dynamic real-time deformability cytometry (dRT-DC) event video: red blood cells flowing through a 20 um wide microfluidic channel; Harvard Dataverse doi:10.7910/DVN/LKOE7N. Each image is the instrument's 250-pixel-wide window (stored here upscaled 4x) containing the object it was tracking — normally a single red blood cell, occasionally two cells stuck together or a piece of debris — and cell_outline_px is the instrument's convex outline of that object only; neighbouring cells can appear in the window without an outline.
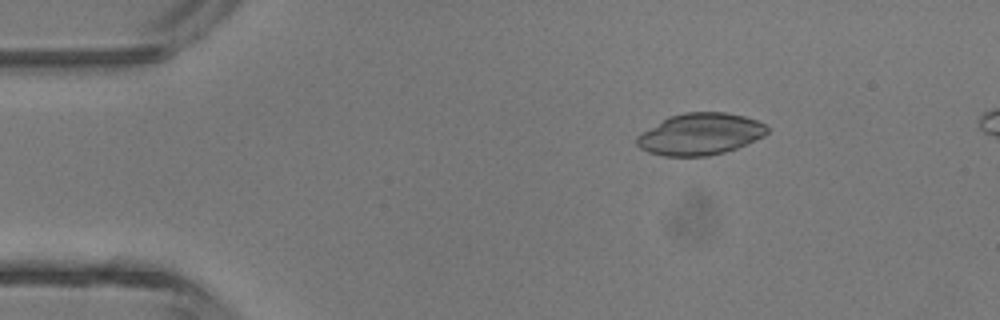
{"species": "common noctule bat (a hibernating species)", "species_latin": "Nyctalus noctula", "temperature_condition": "room temperature", "stored_images_in_passage": 3, "camera_frame_rate_fps": 3000, "um_per_image_px": 0.085, "animal": {"sex": "male", "body_mass_g": 13.3}, "frame": {"image": 1, "passage_image": 2, "time_ms": 1.0, "image_size_px": [1000, 320], "cell_outline_px": [[768, 132], [764, 136], [736, 148], [724, 152], [708, 156], [664, 156], [648, 152], [640, 148], [636, 144], [636, 136], [668, 116], [684, 112], [724, 112], [744, 116], [756, 120], [764, 124], [768, 128]], "centroid_in_image_um": [59.49, 11.4], "position_along_channel_um": 25.5, "area_um2": 31.62}}